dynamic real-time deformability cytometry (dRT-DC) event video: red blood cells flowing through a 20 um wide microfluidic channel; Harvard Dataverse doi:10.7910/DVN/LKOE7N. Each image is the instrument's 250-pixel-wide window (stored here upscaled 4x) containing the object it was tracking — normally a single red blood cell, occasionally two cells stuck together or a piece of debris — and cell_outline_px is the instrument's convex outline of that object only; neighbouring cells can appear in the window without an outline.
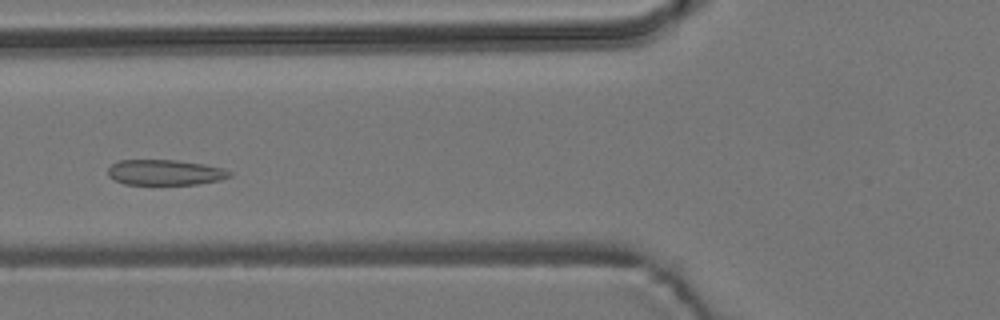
{"species": "common noctule bat (a hibernating species)", "species_latin": "Nyctalus noctula", "temperature_condition": "room temperature", "stored_images_in_passage": 7, "camera_frame_rate_fps": 3000, "um_per_image_px": 0.085, "animal": {"sex": "male", "body_mass_g": 19.2, "forearm_length_mm": 51.8}, "frame": {"image": 1, "passage_image": 5, "time_ms": 4.667, "image_size_px": [1000, 320], "cell_outline_px": [[232, 176], [220, 180], [196, 184], [124, 184], [108, 176], [108, 168], [112, 164], [120, 160], [176, 160], [204, 164], [224, 168], [232, 172]], "centroid_in_image_um": [14.06, 14.65], "position_along_channel_um": 111.7, "area_um2": 18.03}}
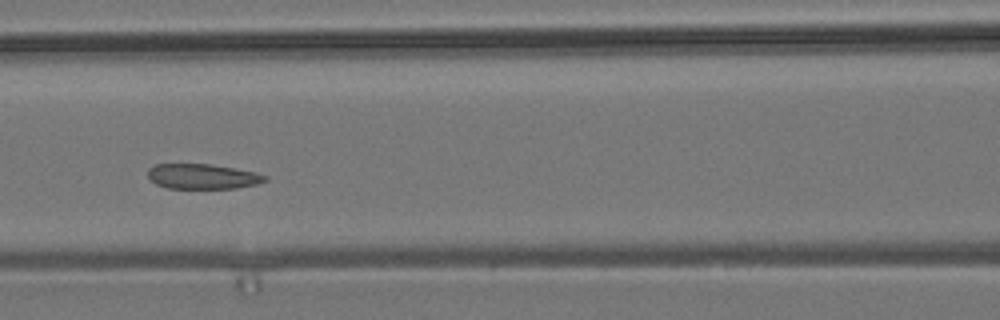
{"frame": {"image": 2, "passage_image": 6, "time_ms": 5.667, "image_size_px": [1000, 320], "cell_outline_px": [[268, 180], [256, 184], [236, 188], [168, 188], [156, 184], [148, 176], [148, 168], [156, 164], [212, 164], [256, 172], [268, 176]], "centroid_in_image_um": [17.24, 14.99], "position_along_channel_um": 149.4, "area_um2": 17.11}}
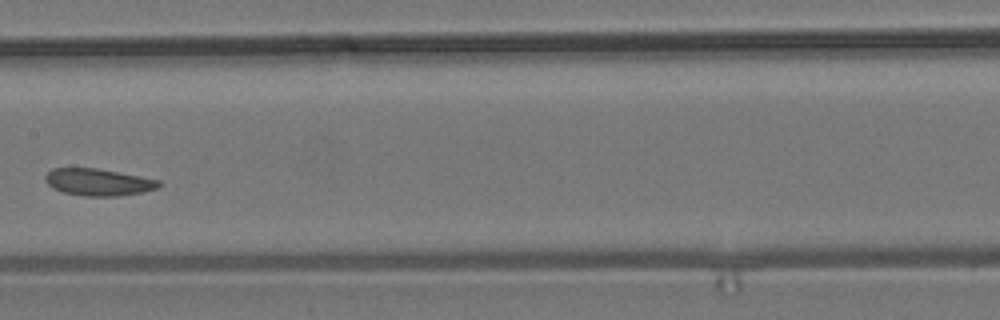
{"frame": {"image": 3, "passage_image": 7, "time_ms": 7.0, "image_size_px": [1000, 320], "cell_outline_px": [[160, 184], [156, 188], [140, 192], [120, 196], [84, 196], [64, 192], [52, 188], [44, 180], [44, 176], [52, 168], [96, 168], [160, 180]], "centroid_in_image_um": [8.3, 15.48], "position_along_channel_um": 199.1, "area_um2": 17.69}}